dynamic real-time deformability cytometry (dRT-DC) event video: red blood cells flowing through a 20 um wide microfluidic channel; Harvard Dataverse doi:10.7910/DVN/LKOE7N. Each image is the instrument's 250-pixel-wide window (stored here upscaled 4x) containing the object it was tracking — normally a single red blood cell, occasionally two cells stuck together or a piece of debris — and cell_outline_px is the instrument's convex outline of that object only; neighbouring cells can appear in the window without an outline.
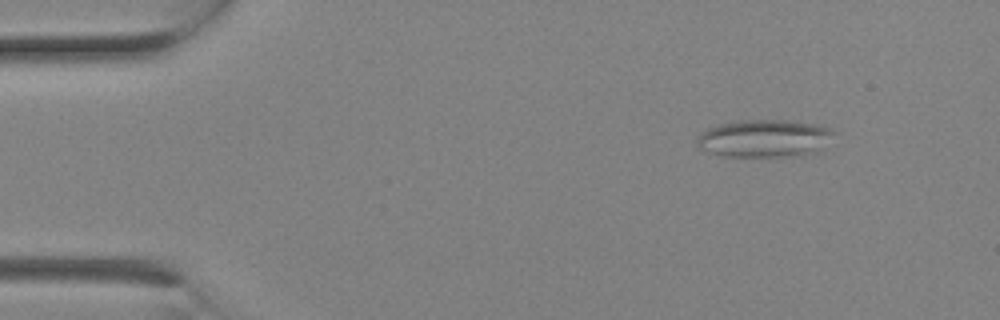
{"species": "Egyptian fruit bat (a non-hibernating species)", "species_latin": "Rousettus aegyptiacus", "temperature_condition": "room temperature", "stored_images_in_passage": 2, "camera_frame_rate_fps": 3000, "um_per_image_px": 0.085, "animal": {"sex": "female"}, "frame": {"image": 1, "passage_image": 1, "time_ms": 0.0, "image_size_px": [1000, 320], "cell_outline_px": [[836, 132], [820, 152], [804, 156], [720, 156], [700, 148], [696, 144], [696, 140], [708, 128], [716, 124], [732, 120], [784, 120], [816, 124], [832, 128]], "centroid_in_image_um": [65.02, 11.76], "position_along_channel_um": 20.0, "area_um2": 30.46}}